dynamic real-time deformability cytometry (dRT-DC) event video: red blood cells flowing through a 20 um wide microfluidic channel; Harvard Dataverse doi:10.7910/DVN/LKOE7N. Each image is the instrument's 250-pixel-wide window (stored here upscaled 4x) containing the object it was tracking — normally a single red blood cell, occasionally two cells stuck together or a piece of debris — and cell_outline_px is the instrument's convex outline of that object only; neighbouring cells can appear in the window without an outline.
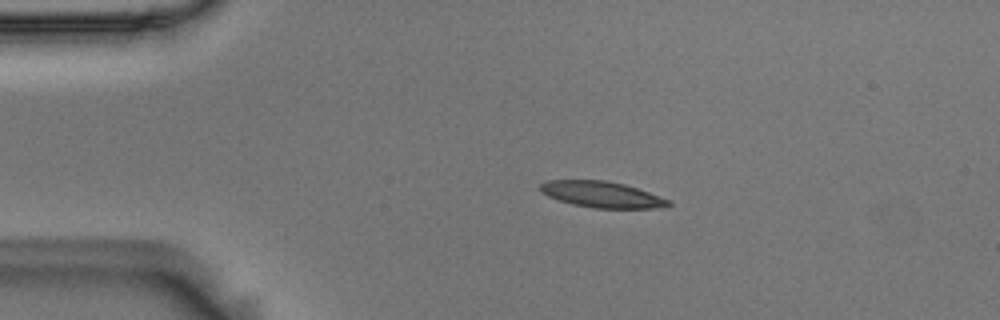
{"species": "Egyptian fruit bat (a non-hibernating species)", "species_latin": "Rousettus aegyptiacus", "temperature_condition": "room temperature", "stored_images_in_passage": 44, "camera_frame_rate_fps": 3000, "um_per_image_px": 0.085, "animal": {"sex": "male"}, "frame": {"image": 1, "passage_image": 1, "time_ms": 0.0, "image_size_px": [1000, 320], "cell_outline_px": [[672, 204], [668, 208], [596, 208], [572, 204], [548, 196], [540, 192], [540, 184], [548, 180], [604, 180], [624, 184], [672, 200]], "centroid_in_image_um": [51.2, 16.54], "position_along_channel_um": 33.8, "area_um2": 19.54}}
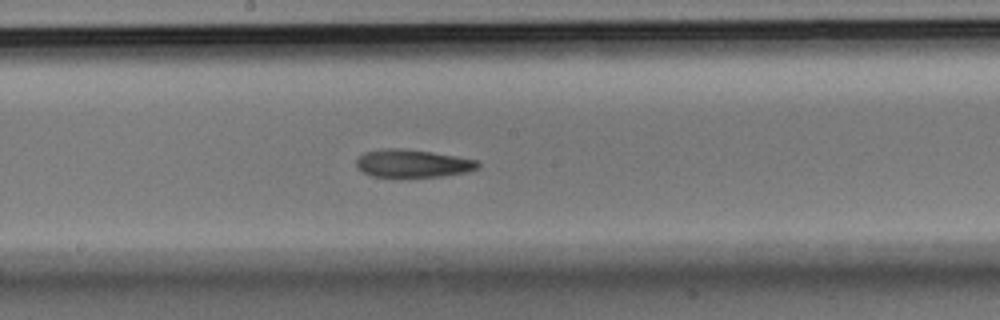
{"frame": {"image": 2, "passage_image": 19, "time_ms": 6.0, "image_size_px": [1000, 320], "cell_outline_px": [[480, 168], [468, 172], [444, 176], [396, 180], [372, 176], [356, 168], [356, 160], [364, 152], [380, 148], [404, 148], [432, 152], [456, 156], [476, 160], [480, 164]], "centroid_in_image_um": [35.04, 13.93], "position_along_channel_um": 213.2, "area_um2": 20.81}}
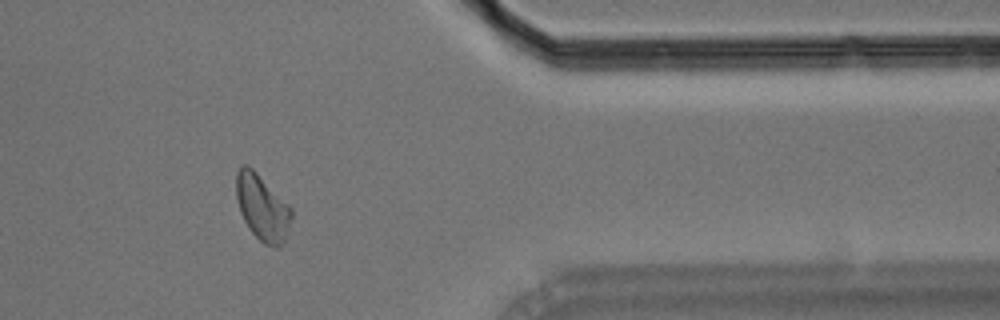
{"frame": {"image": 3, "passage_image": 35, "time_ms": 11.333, "image_size_px": [1000, 320], "cell_outline_px": [[292, 216], [284, 240], [276, 248], [264, 244], [248, 228], [240, 212], [236, 196], [236, 172], [240, 164], [248, 164], [292, 208]], "centroid_in_image_um": [22.26, 17.61], "position_along_channel_um": 389.1, "area_um2": 21.04}, "authors_computed_cell_mechanics": {"area_um2": 20.3456, "velocity_mm_per_s": 3.6612, "shape_relaxation_time_tau1_ms": 10.907, "shape_relaxation_time_tau2_ms": 4.5565, "deformation_change_tau1": 0.2255, "deformation_change_tau2": 0.1094}}